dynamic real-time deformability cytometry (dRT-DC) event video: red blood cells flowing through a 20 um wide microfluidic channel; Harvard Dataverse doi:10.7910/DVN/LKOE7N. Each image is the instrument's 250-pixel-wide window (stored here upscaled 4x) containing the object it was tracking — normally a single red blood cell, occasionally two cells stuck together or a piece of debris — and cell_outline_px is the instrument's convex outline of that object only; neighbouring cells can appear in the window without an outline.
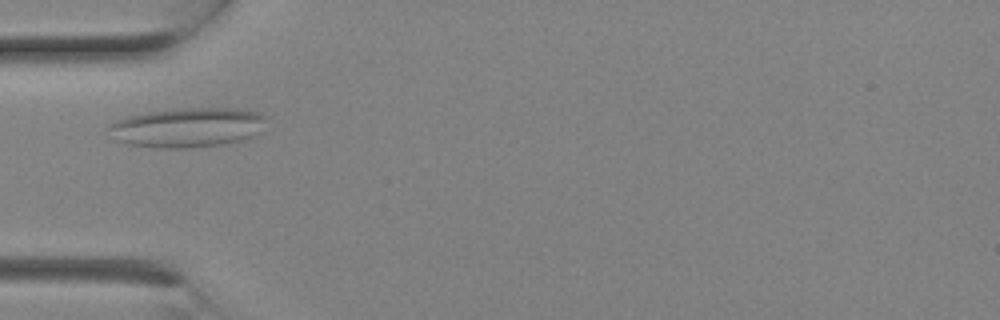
{"species": "Egyptian fruit bat (a non-hibernating species)", "species_latin": "Rousettus aegyptiacus", "temperature_condition": "room temperature", "stored_images_in_passage": 1, "camera_frame_rate_fps": 3000, "um_per_image_px": 0.085, "animal": {"sex": "female"}, "frame": {"image": 1, "passage_image": 1, "time_ms": 0.0, "image_size_px": [1000, 320], "cell_outline_px": [[268, 116], [256, 132], [252, 136], [244, 140], [224, 144], [188, 148], [156, 148], [128, 144], [116, 140], [108, 128], [108, 124], [124, 116], [148, 112], [184, 108], [232, 108], [260, 112]], "centroid_in_image_um": [15.9, 10.83], "position_along_channel_um": 69.1, "area_um2": 36.36}}